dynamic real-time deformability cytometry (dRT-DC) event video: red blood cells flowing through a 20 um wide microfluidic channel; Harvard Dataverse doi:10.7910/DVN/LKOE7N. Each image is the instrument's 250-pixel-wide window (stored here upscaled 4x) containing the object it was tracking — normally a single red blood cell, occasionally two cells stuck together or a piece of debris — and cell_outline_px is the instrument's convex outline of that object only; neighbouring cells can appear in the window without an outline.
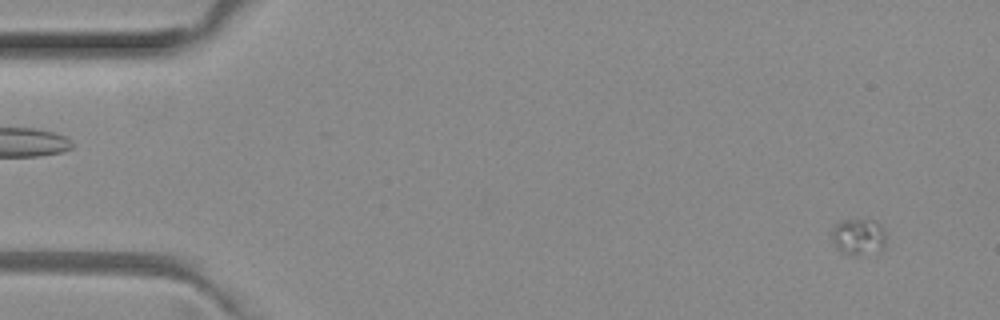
{"species": "common noctule bat (a hibernating species)", "species_latin": "Nyctalus noctula", "temperature_condition": "room temperature", "stored_images_in_passage": 4, "camera_frame_rate_fps": 3000, "um_per_image_px": 0.085, "animal": {"sex": "female", "body_mass_g": 29.2, "forearm_length_mm": 56.3}, "frame": {"image": 1, "passage_image": 1, "time_ms": 0.0, "image_size_px": [1000, 320], "cell_outline_px": [[884, 248], [880, 252], [856, 256], [852, 256], [840, 252], [836, 248], [832, 240], [832, 224], [844, 220], [876, 220], [884, 228]], "centroid_in_image_um": [72.96, 20.15], "position_along_channel_um": 12.0, "area_um2": 11.91}}